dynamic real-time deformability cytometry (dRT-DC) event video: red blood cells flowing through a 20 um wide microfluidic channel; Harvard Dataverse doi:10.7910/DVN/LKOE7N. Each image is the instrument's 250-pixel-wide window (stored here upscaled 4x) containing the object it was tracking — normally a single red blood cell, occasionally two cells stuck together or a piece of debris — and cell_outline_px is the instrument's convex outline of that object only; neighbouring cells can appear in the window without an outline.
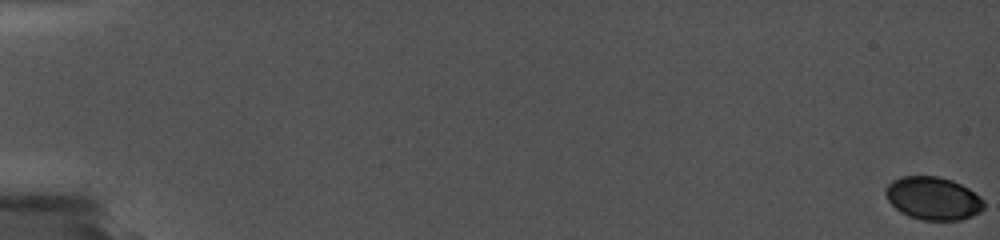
{"species": "common noctule bat (a hibernating species)", "species_latin": "Nyctalus noctula", "temperature_condition": "cold", "stored_images_in_passage": 33, "camera_frame_rate_fps": 5000, "um_per_image_px": 0.085, "animal": {"sex": "female", "body_mass_g": 19.0, "forearm_length_mm": 56.7}, "frame": {"image": 1, "passage_image": 1, "time_ms": 0.0, "image_size_px": [1000, 240], "cell_outline_px": [[984, 208], [980, 212], [972, 216], [960, 220], [920, 220], [908, 216], [900, 212], [888, 200], [884, 192], [884, 188], [892, 180], [900, 176], [940, 176], [952, 180], [968, 188], [980, 196], [984, 200]], "centroid_in_image_um": [79.3, 16.85], "position_along_channel_um": 5.7, "area_um2": 24.85}}
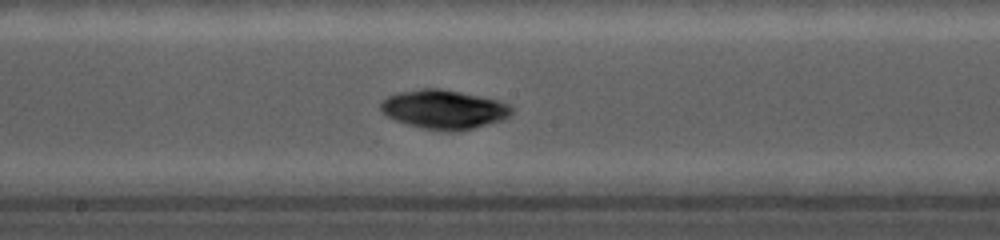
{"frame": {"image": 2, "passage_image": 25, "time_ms": 11.0, "image_size_px": [1000, 240], "cell_outline_px": [[512, 112], [504, 120], [472, 128], [452, 132], [448, 132], [424, 128], [408, 124], [396, 120], [380, 112], [380, 104], [388, 96], [400, 92], [424, 88], [440, 88], [460, 92], [496, 100], [508, 104], [512, 108]], "centroid_in_image_um": [37.72, 9.3], "position_along_channel_um": 210.5, "area_um2": 29.48}}
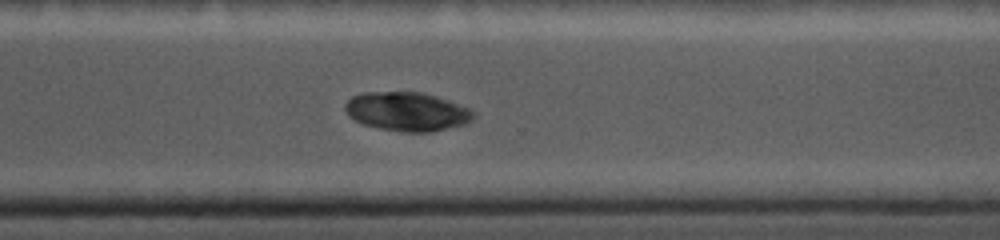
{"frame": {"image": 3, "passage_image": 33, "time_ms": 14.4, "image_size_px": [1000, 240], "cell_outline_px": [[476, 116], [468, 124], [432, 132], [404, 132], [380, 128], [364, 124], [348, 116], [344, 108], [344, 104], [352, 96], [364, 92], [420, 92], [436, 96], [472, 108], [476, 112]], "centroid_in_image_um": [34.66, 9.48], "position_along_channel_um": 335.9, "area_um2": 29.42}}